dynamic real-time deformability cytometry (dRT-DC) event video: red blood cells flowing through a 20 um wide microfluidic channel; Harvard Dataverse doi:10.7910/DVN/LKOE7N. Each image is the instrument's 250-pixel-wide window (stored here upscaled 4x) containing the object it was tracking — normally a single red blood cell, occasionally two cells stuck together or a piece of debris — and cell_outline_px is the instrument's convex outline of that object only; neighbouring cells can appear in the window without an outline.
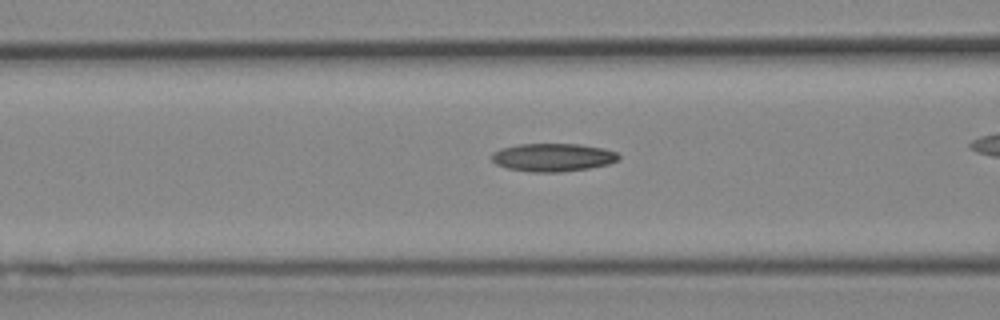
{"species": "Egyptian fruit bat (a non-hibernating species)", "species_latin": "Rousettus aegyptiacus", "temperature_condition": "cold", "stored_images_in_passage": 31, "camera_frame_rate_fps": 3000, "um_per_image_px": 0.085, "animal": {"sex": "female"}, "frame": {"image": 1, "passage_image": 11, "time_ms": 3.333, "image_size_px": [1000, 320], "cell_outline_px": [[620, 156], [616, 160], [608, 164], [588, 168], [560, 172], [528, 172], [508, 168], [496, 164], [492, 160], [492, 152], [500, 148], [520, 144], [580, 144], [604, 148], [616, 152]], "centroid_in_image_um": [46.97, 13.37], "position_along_channel_um": 119.6, "area_um2": 20.75}}
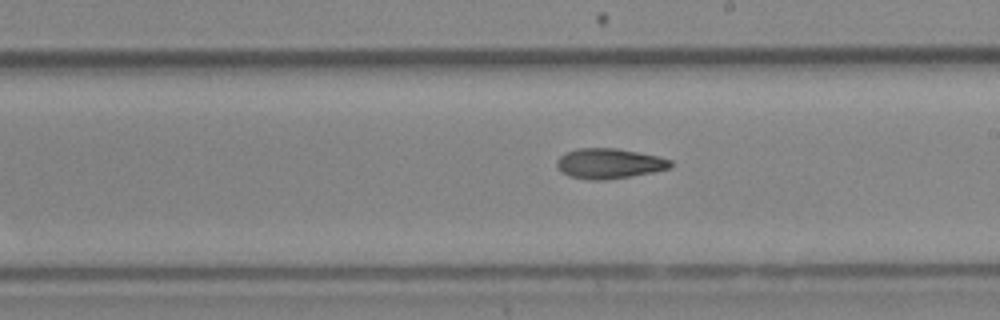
{"frame": {"image": 2, "passage_image": 20, "time_ms": 6.333, "image_size_px": [1000, 320], "cell_outline_px": [[672, 168], [632, 176], [604, 180], [592, 180], [568, 176], [560, 172], [556, 164], [556, 160], [564, 152], [576, 148], [616, 148], [656, 156], [672, 160]], "centroid_in_image_um": [51.74, 13.9], "position_along_channel_um": 237.3, "area_um2": 20.11}}
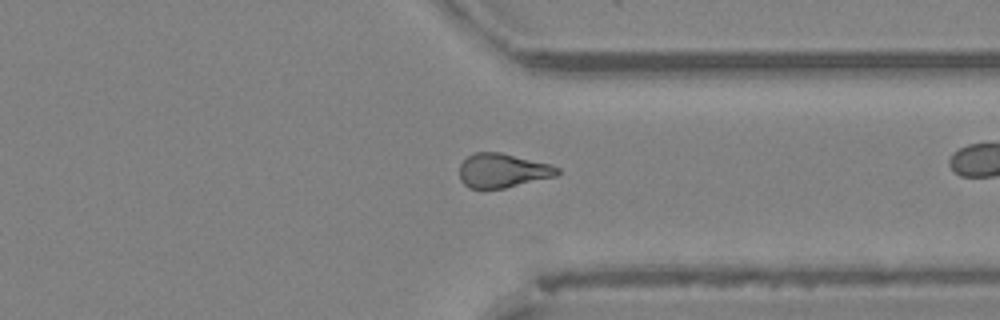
{"frame": {"image": 3, "passage_image": 30, "time_ms": 9.667, "image_size_px": [1000, 320], "cell_outline_px": [[560, 172], [556, 176], [504, 188], [468, 188], [460, 180], [460, 164], [472, 152], [500, 152], [548, 164], [560, 168]], "centroid_in_image_um": [42.7, 14.49], "position_along_channel_um": 368.7, "area_um2": 19.31}}